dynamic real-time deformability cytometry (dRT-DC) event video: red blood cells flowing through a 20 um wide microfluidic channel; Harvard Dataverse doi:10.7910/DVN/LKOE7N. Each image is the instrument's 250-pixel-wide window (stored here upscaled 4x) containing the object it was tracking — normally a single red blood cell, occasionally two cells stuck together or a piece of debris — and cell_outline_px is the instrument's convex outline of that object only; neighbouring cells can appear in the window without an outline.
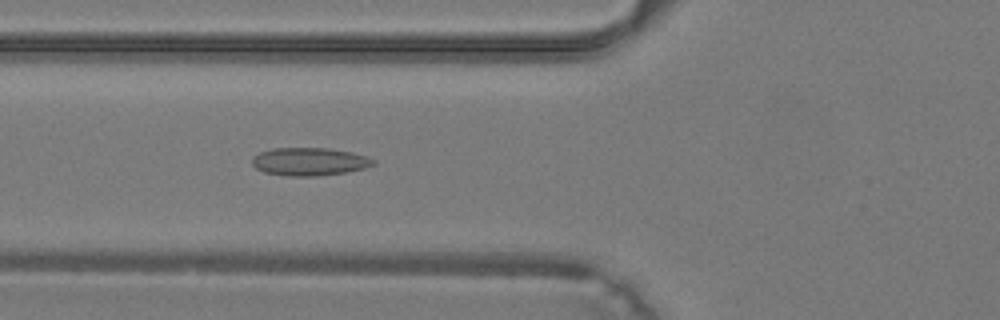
{"species": "common noctule bat (a hibernating species)", "species_latin": "Nyctalus noctula", "temperature_condition": "warm", "stored_images_in_passage": 38, "camera_frame_rate_fps": 3000, "um_per_image_px": 0.085, "animal": {"sex": "male", "body_mass_g": 19.2, "forearm_length_mm": 51.8}, "frame": {"image": 1, "passage_image": 13, "time_ms": 4.0, "image_size_px": [1000, 320], "cell_outline_px": [[376, 164], [364, 168], [344, 172], [316, 176], [288, 176], [264, 172], [256, 168], [252, 164], [252, 156], [260, 152], [272, 148], [328, 148], [352, 152], [368, 156], [376, 160]], "centroid_in_image_um": [26.31, 13.73], "position_along_channel_um": 99.5, "area_um2": 19.83}}
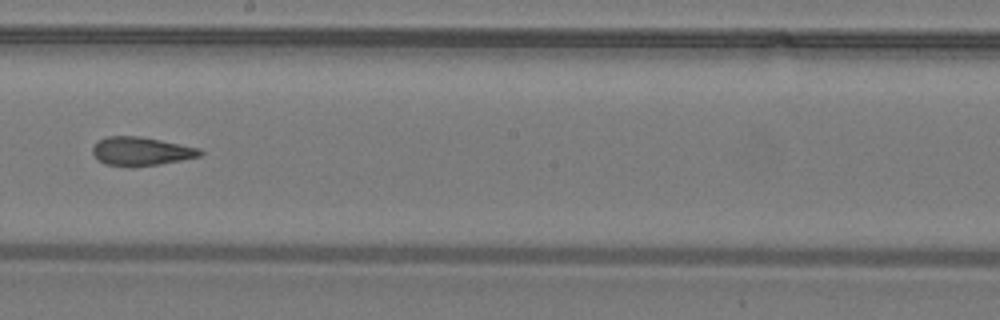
{"frame": {"image": 2, "passage_image": 21, "time_ms": 6.667, "image_size_px": [1000, 320], "cell_outline_px": [[204, 152], [200, 156], [160, 164], [132, 168], [104, 164], [92, 152], [92, 148], [96, 140], [108, 136], [140, 136], [200, 148]], "centroid_in_image_um": [11.97, 12.87], "position_along_channel_um": 236.2, "area_um2": 18.09}}
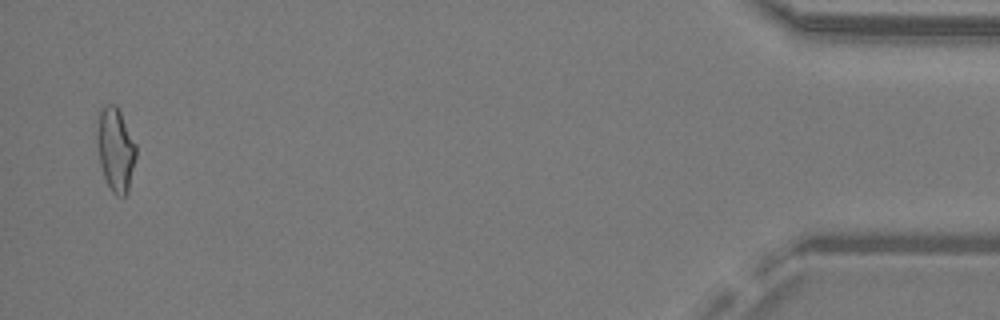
{"frame": {"image": 3, "passage_image": 37, "time_ms": 12.0, "image_size_px": [1000, 320], "cell_outline_px": [[136, 156], [128, 192], [124, 196], [116, 196], [112, 192], [104, 176], [100, 164], [96, 144], [96, 132], [100, 112], [104, 104], [116, 104], [136, 144]], "centroid_in_image_um": [9.81, 12.71], "position_along_channel_um": 425.4, "area_um2": 19.02}}